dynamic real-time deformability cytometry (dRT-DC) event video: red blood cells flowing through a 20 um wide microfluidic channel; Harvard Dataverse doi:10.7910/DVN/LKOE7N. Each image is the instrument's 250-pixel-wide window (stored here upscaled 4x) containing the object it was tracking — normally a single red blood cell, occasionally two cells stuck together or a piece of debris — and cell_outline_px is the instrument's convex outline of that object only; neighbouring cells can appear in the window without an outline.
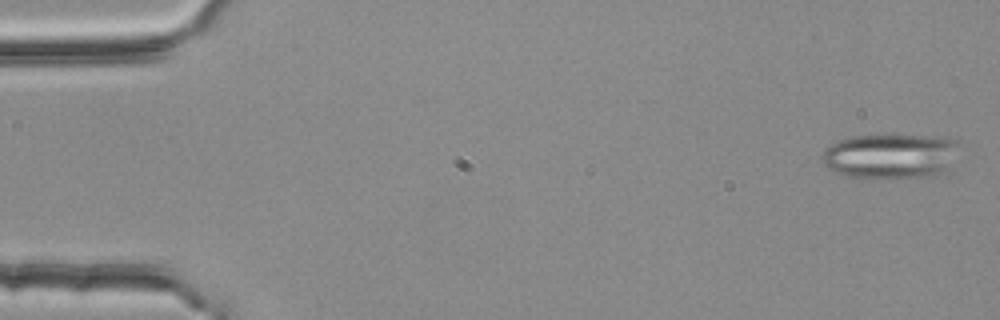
{"species": "common noctule bat (a hibernating species)", "species_latin": "Nyctalus noctula", "temperature_condition": "room temperature", "stored_images_in_passage": 55, "segment_of_instrument_passage": [1, 2], "camera_frame_rate_fps": 3000, "um_per_image_px": 0.085, "animal": {"sex": "female", "body_mass_g": 25.1}, "frame": {"image": 1, "passage_image": 2, "time_ms": 0.333, "image_size_px": [1000, 320], "cell_outline_px": [[956, 144], [948, 172], [936, 176], [888, 180], [844, 176], [832, 172], [824, 164], [824, 148], [840, 140], [852, 136], [936, 136], [956, 140]], "centroid_in_image_um": [75.67, 13.33], "position_along_channel_um": 9.3, "area_um2": 36.24}}